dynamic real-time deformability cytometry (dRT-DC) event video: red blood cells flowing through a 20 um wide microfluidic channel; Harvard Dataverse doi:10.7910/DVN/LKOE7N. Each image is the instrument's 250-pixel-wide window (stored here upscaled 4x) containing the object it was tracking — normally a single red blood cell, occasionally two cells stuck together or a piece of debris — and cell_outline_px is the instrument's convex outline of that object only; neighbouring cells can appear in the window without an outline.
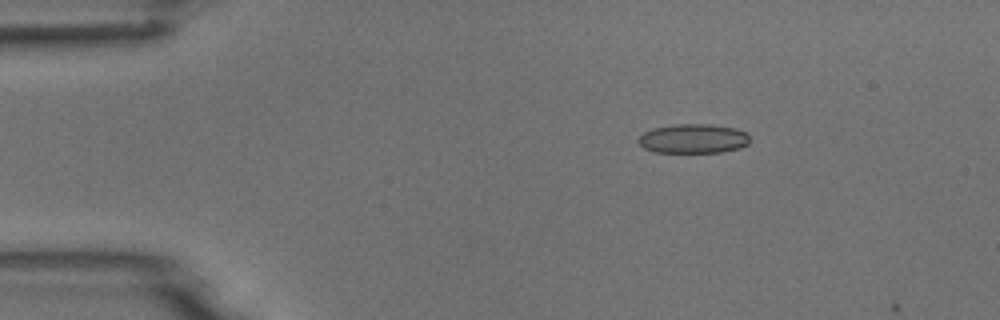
{"species": "common noctule bat (a hibernating species)", "species_latin": "Nyctalus noctula", "temperature_condition": "room temperature", "stored_images_in_passage": 2, "camera_frame_rate_fps": 3000, "um_per_image_px": 0.085, "animal": {"sex": "male", "body_mass_g": 18.8}, "frame": {"image": 1, "passage_image": 1, "time_ms": 0.0, "image_size_px": [1000, 320], "cell_outline_px": [[748, 144], [740, 148], [724, 152], [656, 152], [644, 148], [636, 140], [644, 132], [652, 128], [676, 124], [712, 124], [736, 128], [748, 132]], "centroid_in_image_um": [58.94, 11.78], "position_along_channel_um": 26.1, "area_um2": 19.19}}